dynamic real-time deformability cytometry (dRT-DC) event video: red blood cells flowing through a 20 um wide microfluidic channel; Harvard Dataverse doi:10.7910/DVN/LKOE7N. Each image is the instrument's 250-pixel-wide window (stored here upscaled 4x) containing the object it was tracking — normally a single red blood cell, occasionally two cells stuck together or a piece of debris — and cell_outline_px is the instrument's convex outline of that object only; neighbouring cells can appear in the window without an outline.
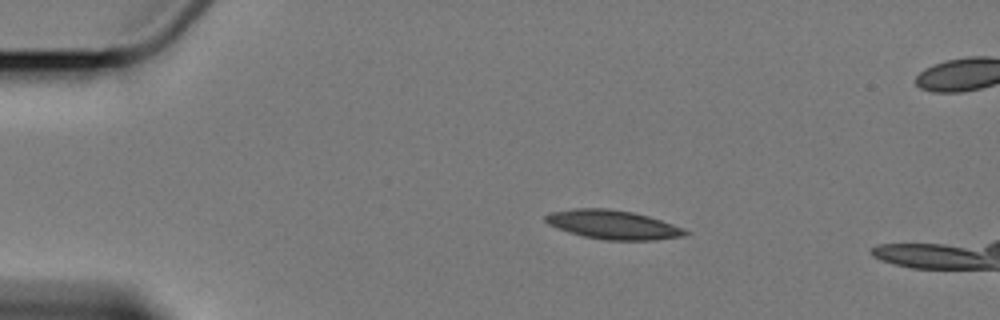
{"species": "Egyptian fruit bat (a non-hibernating species)", "species_latin": "Rousettus aegyptiacus", "temperature_condition": "cold", "stored_images_in_passage": 10, "camera_frame_rate_fps": 3000, "um_per_image_px": 0.085, "animal": {"sex": "female"}, "frame": {"image": 1, "passage_image": 4, "time_ms": 3.333, "image_size_px": [1000, 320], "cell_outline_px": [[692, 232], [684, 236], [652, 240], [608, 240], [584, 236], [568, 232], [548, 224], [544, 220], [544, 216], [552, 212], [572, 208], [608, 208], [632, 212], [648, 216], [684, 228]], "centroid_in_image_um": [52.11, 19.09], "position_along_channel_um": 32.9, "area_um2": 23.52}}
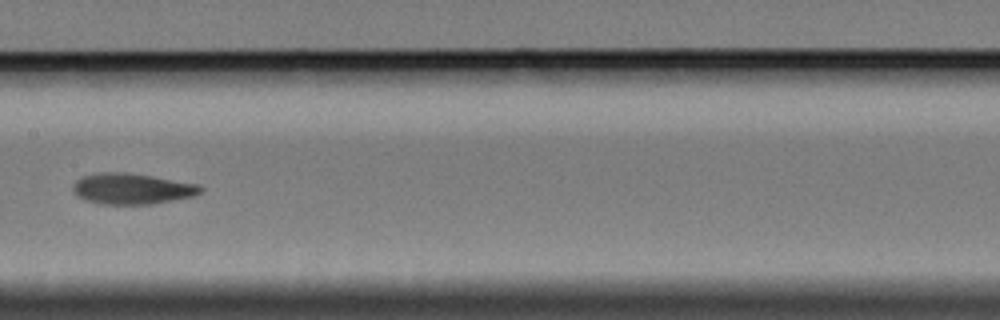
{"frame": {"image": 2, "passage_image": 9, "time_ms": 9.667, "image_size_px": [1000, 320], "cell_outline_px": [[204, 188], [200, 192], [192, 196], [152, 204], [100, 204], [84, 200], [76, 196], [72, 192], [72, 184], [80, 176], [96, 172], [124, 172], [152, 176], [200, 184]], "centroid_in_image_um": [11.15, 16.03], "position_along_channel_um": 196.3, "area_um2": 23.24}}
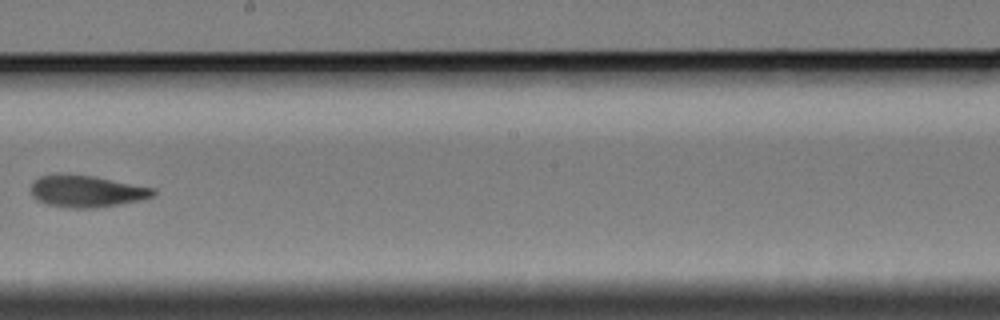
{"frame": {"image": 3, "passage_image": 10, "time_ms": 11.0, "image_size_px": [1000, 320], "cell_outline_px": [[156, 192], [152, 196], [140, 200], [120, 204], [96, 208], [68, 208], [48, 204], [36, 200], [32, 196], [32, 180], [40, 176], [56, 172], [64, 172], [96, 176], [156, 188]], "centroid_in_image_um": [7.33, 16.22], "position_along_channel_um": 240.9, "area_um2": 23.29}}